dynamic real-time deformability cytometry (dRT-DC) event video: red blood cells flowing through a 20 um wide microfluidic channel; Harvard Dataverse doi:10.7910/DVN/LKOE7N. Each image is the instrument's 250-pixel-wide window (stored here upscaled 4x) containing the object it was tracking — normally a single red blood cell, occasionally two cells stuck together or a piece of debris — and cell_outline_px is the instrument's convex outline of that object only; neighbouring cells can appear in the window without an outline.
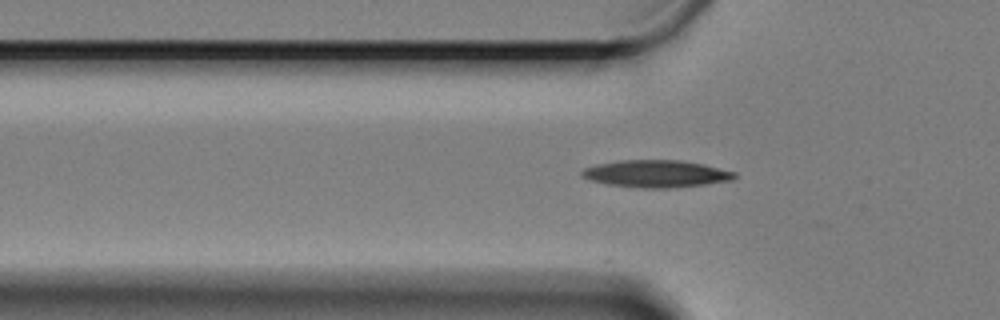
{"species": "Egyptian fruit bat (a non-hibernating species)", "species_latin": "Rousettus aegyptiacus", "temperature_condition": "cold", "stored_images_in_passage": 44, "camera_frame_rate_fps": 3000, "um_per_image_px": 0.085, "animal": {"sex": "female"}, "frame": {"image": 1, "passage_image": 8, "time_ms": 2.333, "image_size_px": [1000, 320], "cell_outline_px": [[736, 176], [732, 180], [704, 184], [668, 188], [644, 188], [608, 184], [592, 180], [580, 176], [580, 172], [584, 168], [596, 164], [620, 160], [680, 160], [704, 164], [736, 172]], "centroid_in_image_um": [55.76, 14.76], "position_along_channel_um": 70.0, "area_um2": 24.1}}
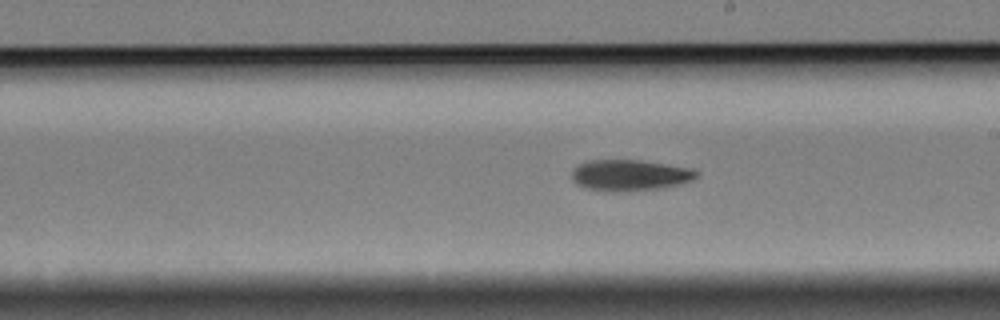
{"frame": {"image": 2, "passage_image": 23, "time_ms": 7.333, "image_size_px": [1000, 320], "cell_outline_px": [[700, 176], [692, 180], [680, 184], [660, 188], [620, 192], [584, 188], [576, 184], [572, 180], [572, 168], [580, 164], [592, 160], [640, 160], [692, 168], [700, 172]], "centroid_in_image_um": [53.56, 14.89], "position_along_channel_um": 235.4, "area_um2": 22.72}}
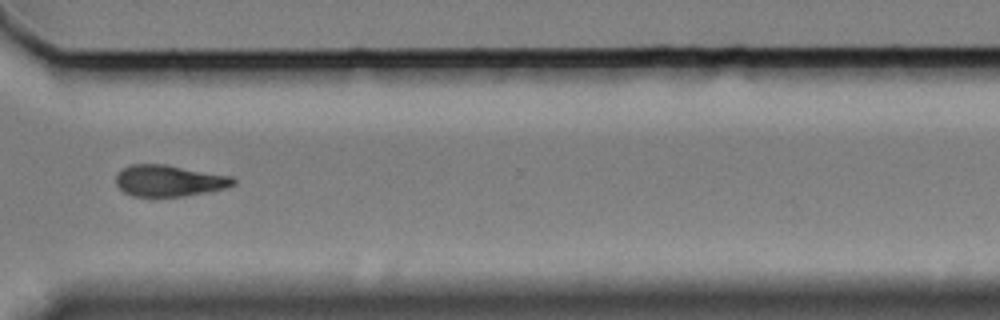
{"frame": {"image": 3, "passage_image": 34, "time_ms": 11.0, "image_size_px": [1000, 320], "cell_outline_px": [[236, 184], [224, 188], [184, 196], [132, 196], [124, 192], [116, 184], [116, 176], [124, 168], [132, 164], [164, 164], [232, 176], [236, 180]], "centroid_in_image_um": [14.38, 15.36], "position_along_channel_um": 356.2, "area_um2": 21.21}, "authors_computed_cell_mechanics": {"area_um2": 21.8195, "velocity_mm_per_s": 3.2903, "shape_relaxation_time_tau1_ms": 3.0652, "shape_relaxation_time_tau2_ms": null, "deformation_change_tau1": 0.1313, "deformation_change_tau2": null}}